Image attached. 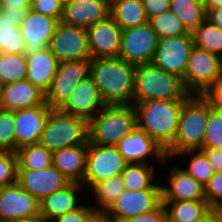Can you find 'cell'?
<instances>
[{
	"label": "cell",
	"mask_w": 222,
	"mask_h": 222,
	"mask_svg": "<svg viewBox=\"0 0 222 222\" xmlns=\"http://www.w3.org/2000/svg\"><path fill=\"white\" fill-rule=\"evenodd\" d=\"M203 95L213 108L222 111V75Z\"/></svg>",
	"instance_id": "bcb514c9"
},
{
	"label": "cell",
	"mask_w": 222,
	"mask_h": 222,
	"mask_svg": "<svg viewBox=\"0 0 222 222\" xmlns=\"http://www.w3.org/2000/svg\"><path fill=\"white\" fill-rule=\"evenodd\" d=\"M199 222H222V209L212 208Z\"/></svg>",
	"instance_id": "f5cc1de1"
},
{
	"label": "cell",
	"mask_w": 222,
	"mask_h": 222,
	"mask_svg": "<svg viewBox=\"0 0 222 222\" xmlns=\"http://www.w3.org/2000/svg\"><path fill=\"white\" fill-rule=\"evenodd\" d=\"M209 114L210 102L204 95L191 94L184 101L177 133L165 150L168 159L187 150L202 149Z\"/></svg>",
	"instance_id": "3957f363"
},
{
	"label": "cell",
	"mask_w": 222,
	"mask_h": 222,
	"mask_svg": "<svg viewBox=\"0 0 222 222\" xmlns=\"http://www.w3.org/2000/svg\"><path fill=\"white\" fill-rule=\"evenodd\" d=\"M197 1L202 2L203 4L205 3V0H197Z\"/></svg>",
	"instance_id": "91938a15"
},
{
	"label": "cell",
	"mask_w": 222,
	"mask_h": 222,
	"mask_svg": "<svg viewBox=\"0 0 222 222\" xmlns=\"http://www.w3.org/2000/svg\"><path fill=\"white\" fill-rule=\"evenodd\" d=\"M53 109L45 102L15 111L16 151L40 141L46 120Z\"/></svg>",
	"instance_id": "d6986e66"
},
{
	"label": "cell",
	"mask_w": 222,
	"mask_h": 222,
	"mask_svg": "<svg viewBox=\"0 0 222 222\" xmlns=\"http://www.w3.org/2000/svg\"><path fill=\"white\" fill-rule=\"evenodd\" d=\"M168 177L169 186L162 188V201L205 200L204 186L180 167H172Z\"/></svg>",
	"instance_id": "44dd1931"
},
{
	"label": "cell",
	"mask_w": 222,
	"mask_h": 222,
	"mask_svg": "<svg viewBox=\"0 0 222 222\" xmlns=\"http://www.w3.org/2000/svg\"><path fill=\"white\" fill-rule=\"evenodd\" d=\"M154 170L149 164L127 163L121 173L126 190H162V185L153 183Z\"/></svg>",
	"instance_id": "f1b7e54d"
},
{
	"label": "cell",
	"mask_w": 222,
	"mask_h": 222,
	"mask_svg": "<svg viewBox=\"0 0 222 222\" xmlns=\"http://www.w3.org/2000/svg\"><path fill=\"white\" fill-rule=\"evenodd\" d=\"M91 60L60 62L50 90L46 93V103L52 109H60L72 95L74 88L90 74Z\"/></svg>",
	"instance_id": "30bf717a"
},
{
	"label": "cell",
	"mask_w": 222,
	"mask_h": 222,
	"mask_svg": "<svg viewBox=\"0 0 222 222\" xmlns=\"http://www.w3.org/2000/svg\"><path fill=\"white\" fill-rule=\"evenodd\" d=\"M26 79L33 83L45 94L50 90L53 78L58 68V60L48 47L27 56Z\"/></svg>",
	"instance_id": "d4e9b609"
},
{
	"label": "cell",
	"mask_w": 222,
	"mask_h": 222,
	"mask_svg": "<svg viewBox=\"0 0 222 222\" xmlns=\"http://www.w3.org/2000/svg\"><path fill=\"white\" fill-rule=\"evenodd\" d=\"M109 15L122 30L148 22L142 0H116L110 7Z\"/></svg>",
	"instance_id": "83f0119b"
},
{
	"label": "cell",
	"mask_w": 222,
	"mask_h": 222,
	"mask_svg": "<svg viewBox=\"0 0 222 222\" xmlns=\"http://www.w3.org/2000/svg\"><path fill=\"white\" fill-rule=\"evenodd\" d=\"M169 222H199L212 209L206 200L162 201Z\"/></svg>",
	"instance_id": "4316f807"
},
{
	"label": "cell",
	"mask_w": 222,
	"mask_h": 222,
	"mask_svg": "<svg viewBox=\"0 0 222 222\" xmlns=\"http://www.w3.org/2000/svg\"><path fill=\"white\" fill-rule=\"evenodd\" d=\"M46 94L29 80L5 84L0 108L16 111L42 105Z\"/></svg>",
	"instance_id": "7402d4cb"
},
{
	"label": "cell",
	"mask_w": 222,
	"mask_h": 222,
	"mask_svg": "<svg viewBox=\"0 0 222 222\" xmlns=\"http://www.w3.org/2000/svg\"><path fill=\"white\" fill-rule=\"evenodd\" d=\"M28 11L29 9H9L8 7H0V14L12 20L18 27L27 16Z\"/></svg>",
	"instance_id": "7dc6e473"
},
{
	"label": "cell",
	"mask_w": 222,
	"mask_h": 222,
	"mask_svg": "<svg viewBox=\"0 0 222 222\" xmlns=\"http://www.w3.org/2000/svg\"><path fill=\"white\" fill-rule=\"evenodd\" d=\"M127 163L148 164L147 156H155L157 161L168 160L165 150L145 131L136 128L116 145Z\"/></svg>",
	"instance_id": "ffe728a7"
},
{
	"label": "cell",
	"mask_w": 222,
	"mask_h": 222,
	"mask_svg": "<svg viewBox=\"0 0 222 222\" xmlns=\"http://www.w3.org/2000/svg\"><path fill=\"white\" fill-rule=\"evenodd\" d=\"M85 222H116L107 210L93 209L87 216Z\"/></svg>",
	"instance_id": "681fc988"
},
{
	"label": "cell",
	"mask_w": 222,
	"mask_h": 222,
	"mask_svg": "<svg viewBox=\"0 0 222 222\" xmlns=\"http://www.w3.org/2000/svg\"><path fill=\"white\" fill-rule=\"evenodd\" d=\"M93 205H81L79 208L56 217L52 222H85L86 216L93 210Z\"/></svg>",
	"instance_id": "ee69618b"
},
{
	"label": "cell",
	"mask_w": 222,
	"mask_h": 222,
	"mask_svg": "<svg viewBox=\"0 0 222 222\" xmlns=\"http://www.w3.org/2000/svg\"><path fill=\"white\" fill-rule=\"evenodd\" d=\"M59 20L29 9L27 16L19 26L24 38L23 55L31 56L49 46Z\"/></svg>",
	"instance_id": "2e32d148"
},
{
	"label": "cell",
	"mask_w": 222,
	"mask_h": 222,
	"mask_svg": "<svg viewBox=\"0 0 222 222\" xmlns=\"http://www.w3.org/2000/svg\"><path fill=\"white\" fill-rule=\"evenodd\" d=\"M6 222H46L41 216L39 217H29L23 219H14Z\"/></svg>",
	"instance_id": "11a10c76"
},
{
	"label": "cell",
	"mask_w": 222,
	"mask_h": 222,
	"mask_svg": "<svg viewBox=\"0 0 222 222\" xmlns=\"http://www.w3.org/2000/svg\"><path fill=\"white\" fill-rule=\"evenodd\" d=\"M39 142L51 152L67 146L88 145V122L53 109L46 120Z\"/></svg>",
	"instance_id": "8992f818"
},
{
	"label": "cell",
	"mask_w": 222,
	"mask_h": 222,
	"mask_svg": "<svg viewBox=\"0 0 222 222\" xmlns=\"http://www.w3.org/2000/svg\"><path fill=\"white\" fill-rule=\"evenodd\" d=\"M27 59L23 54L0 53V81L4 84L25 80Z\"/></svg>",
	"instance_id": "e575fe53"
},
{
	"label": "cell",
	"mask_w": 222,
	"mask_h": 222,
	"mask_svg": "<svg viewBox=\"0 0 222 222\" xmlns=\"http://www.w3.org/2000/svg\"><path fill=\"white\" fill-rule=\"evenodd\" d=\"M222 75V58L194 45L191 49L184 79L189 94L203 95Z\"/></svg>",
	"instance_id": "52a82bcc"
},
{
	"label": "cell",
	"mask_w": 222,
	"mask_h": 222,
	"mask_svg": "<svg viewBox=\"0 0 222 222\" xmlns=\"http://www.w3.org/2000/svg\"><path fill=\"white\" fill-rule=\"evenodd\" d=\"M204 5L206 11H211L212 9L222 7V0H205Z\"/></svg>",
	"instance_id": "db71d44e"
},
{
	"label": "cell",
	"mask_w": 222,
	"mask_h": 222,
	"mask_svg": "<svg viewBox=\"0 0 222 222\" xmlns=\"http://www.w3.org/2000/svg\"><path fill=\"white\" fill-rule=\"evenodd\" d=\"M96 1L102 2L103 4H105L110 8L116 0H96Z\"/></svg>",
	"instance_id": "9f6ffc18"
},
{
	"label": "cell",
	"mask_w": 222,
	"mask_h": 222,
	"mask_svg": "<svg viewBox=\"0 0 222 222\" xmlns=\"http://www.w3.org/2000/svg\"><path fill=\"white\" fill-rule=\"evenodd\" d=\"M194 45L222 58V30L205 19L193 32Z\"/></svg>",
	"instance_id": "d6a6232c"
},
{
	"label": "cell",
	"mask_w": 222,
	"mask_h": 222,
	"mask_svg": "<svg viewBox=\"0 0 222 222\" xmlns=\"http://www.w3.org/2000/svg\"><path fill=\"white\" fill-rule=\"evenodd\" d=\"M186 99L146 100L133 104L137 127L166 150L177 133L180 113Z\"/></svg>",
	"instance_id": "7a4b0ae2"
},
{
	"label": "cell",
	"mask_w": 222,
	"mask_h": 222,
	"mask_svg": "<svg viewBox=\"0 0 222 222\" xmlns=\"http://www.w3.org/2000/svg\"><path fill=\"white\" fill-rule=\"evenodd\" d=\"M206 19L209 20L213 25H216L222 30V7L206 11Z\"/></svg>",
	"instance_id": "816d5d0a"
},
{
	"label": "cell",
	"mask_w": 222,
	"mask_h": 222,
	"mask_svg": "<svg viewBox=\"0 0 222 222\" xmlns=\"http://www.w3.org/2000/svg\"><path fill=\"white\" fill-rule=\"evenodd\" d=\"M49 50L58 62L91 60L86 28L59 22L52 36Z\"/></svg>",
	"instance_id": "9c48e42d"
},
{
	"label": "cell",
	"mask_w": 222,
	"mask_h": 222,
	"mask_svg": "<svg viewBox=\"0 0 222 222\" xmlns=\"http://www.w3.org/2000/svg\"><path fill=\"white\" fill-rule=\"evenodd\" d=\"M63 5L69 3L71 0H59Z\"/></svg>",
	"instance_id": "680465c9"
},
{
	"label": "cell",
	"mask_w": 222,
	"mask_h": 222,
	"mask_svg": "<svg viewBox=\"0 0 222 222\" xmlns=\"http://www.w3.org/2000/svg\"><path fill=\"white\" fill-rule=\"evenodd\" d=\"M40 216V201L17 182L0 187V221Z\"/></svg>",
	"instance_id": "9a60e30c"
},
{
	"label": "cell",
	"mask_w": 222,
	"mask_h": 222,
	"mask_svg": "<svg viewBox=\"0 0 222 222\" xmlns=\"http://www.w3.org/2000/svg\"><path fill=\"white\" fill-rule=\"evenodd\" d=\"M32 10L62 20L64 5L59 0H31Z\"/></svg>",
	"instance_id": "b9f144b4"
},
{
	"label": "cell",
	"mask_w": 222,
	"mask_h": 222,
	"mask_svg": "<svg viewBox=\"0 0 222 222\" xmlns=\"http://www.w3.org/2000/svg\"><path fill=\"white\" fill-rule=\"evenodd\" d=\"M147 19L169 10L170 0H142Z\"/></svg>",
	"instance_id": "f6af8a7d"
},
{
	"label": "cell",
	"mask_w": 222,
	"mask_h": 222,
	"mask_svg": "<svg viewBox=\"0 0 222 222\" xmlns=\"http://www.w3.org/2000/svg\"><path fill=\"white\" fill-rule=\"evenodd\" d=\"M82 184L71 182L62 190L56 191L40 201V216L51 222L56 217L64 215L79 208L77 193L82 189Z\"/></svg>",
	"instance_id": "cb8c5ba5"
},
{
	"label": "cell",
	"mask_w": 222,
	"mask_h": 222,
	"mask_svg": "<svg viewBox=\"0 0 222 222\" xmlns=\"http://www.w3.org/2000/svg\"><path fill=\"white\" fill-rule=\"evenodd\" d=\"M24 38L12 20L0 14V53L23 54Z\"/></svg>",
	"instance_id": "836d02e7"
},
{
	"label": "cell",
	"mask_w": 222,
	"mask_h": 222,
	"mask_svg": "<svg viewBox=\"0 0 222 222\" xmlns=\"http://www.w3.org/2000/svg\"><path fill=\"white\" fill-rule=\"evenodd\" d=\"M0 7L9 9H30L31 0H0Z\"/></svg>",
	"instance_id": "f907efd6"
},
{
	"label": "cell",
	"mask_w": 222,
	"mask_h": 222,
	"mask_svg": "<svg viewBox=\"0 0 222 222\" xmlns=\"http://www.w3.org/2000/svg\"><path fill=\"white\" fill-rule=\"evenodd\" d=\"M136 126L133 105H106L88 121V142L116 146Z\"/></svg>",
	"instance_id": "5b68a950"
},
{
	"label": "cell",
	"mask_w": 222,
	"mask_h": 222,
	"mask_svg": "<svg viewBox=\"0 0 222 222\" xmlns=\"http://www.w3.org/2000/svg\"><path fill=\"white\" fill-rule=\"evenodd\" d=\"M206 148L222 149V111L213 108L211 103L202 146V149Z\"/></svg>",
	"instance_id": "f35d334b"
},
{
	"label": "cell",
	"mask_w": 222,
	"mask_h": 222,
	"mask_svg": "<svg viewBox=\"0 0 222 222\" xmlns=\"http://www.w3.org/2000/svg\"><path fill=\"white\" fill-rule=\"evenodd\" d=\"M4 87H5V84L0 81V105H1V100L3 97Z\"/></svg>",
	"instance_id": "6f0895ef"
},
{
	"label": "cell",
	"mask_w": 222,
	"mask_h": 222,
	"mask_svg": "<svg viewBox=\"0 0 222 222\" xmlns=\"http://www.w3.org/2000/svg\"><path fill=\"white\" fill-rule=\"evenodd\" d=\"M110 8L96 0H71L64 5L61 22L89 28L109 15Z\"/></svg>",
	"instance_id": "603a6c76"
},
{
	"label": "cell",
	"mask_w": 222,
	"mask_h": 222,
	"mask_svg": "<svg viewBox=\"0 0 222 222\" xmlns=\"http://www.w3.org/2000/svg\"><path fill=\"white\" fill-rule=\"evenodd\" d=\"M182 79L156 66L153 62L137 64L134 72L133 104L146 100L188 98Z\"/></svg>",
	"instance_id": "277c9868"
},
{
	"label": "cell",
	"mask_w": 222,
	"mask_h": 222,
	"mask_svg": "<svg viewBox=\"0 0 222 222\" xmlns=\"http://www.w3.org/2000/svg\"><path fill=\"white\" fill-rule=\"evenodd\" d=\"M192 155V158L189 162L188 168L184 170L190 175L193 176L197 181H199L203 186L207 184L210 177L214 174V170L209 163L208 157L206 156L205 152L201 149L197 150H187L181 153H178L176 156L179 155ZM195 153V154H194Z\"/></svg>",
	"instance_id": "8d00e7d4"
},
{
	"label": "cell",
	"mask_w": 222,
	"mask_h": 222,
	"mask_svg": "<svg viewBox=\"0 0 222 222\" xmlns=\"http://www.w3.org/2000/svg\"><path fill=\"white\" fill-rule=\"evenodd\" d=\"M169 10L182 21V24L190 33H192L207 16L205 5L197 0H170Z\"/></svg>",
	"instance_id": "f546056e"
},
{
	"label": "cell",
	"mask_w": 222,
	"mask_h": 222,
	"mask_svg": "<svg viewBox=\"0 0 222 222\" xmlns=\"http://www.w3.org/2000/svg\"><path fill=\"white\" fill-rule=\"evenodd\" d=\"M17 156L16 152L0 149V187L16 182Z\"/></svg>",
	"instance_id": "ab89813d"
},
{
	"label": "cell",
	"mask_w": 222,
	"mask_h": 222,
	"mask_svg": "<svg viewBox=\"0 0 222 222\" xmlns=\"http://www.w3.org/2000/svg\"><path fill=\"white\" fill-rule=\"evenodd\" d=\"M159 38L149 22L122 30L118 56L134 65L152 62Z\"/></svg>",
	"instance_id": "8fae6325"
},
{
	"label": "cell",
	"mask_w": 222,
	"mask_h": 222,
	"mask_svg": "<svg viewBox=\"0 0 222 222\" xmlns=\"http://www.w3.org/2000/svg\"><path fill=\"white\" fill-rule=\"evenodd\" d=\"M123 222H169L167 210L162 203L157 209L131 217Z\"/></svg>",
	"instance_id": "7bdbcfd3"
},
{
	"label": "cell",
	"mask_w": 222,
	"mask_h": 222,
	"mask_svg": "<svg viewBox=\"0 0 222 222\" xmlns=\"http://www.w3.org/2000/svg\"><path fill=\"white\" fill-rule=\"evenodd\" d=\"M135 66L119 56L91 59L89 76L106 105H133Z\"/></svg>",
	"instance_id": "6da1fadb"
},
{
	"label": "cell",
	"mask_w": 222,
	"mask_h": 222,
	"mask_svg": "<svg viewBox=\"0 0 222 222\" xmlns=\"http://www.w3.org/2000/svg\"><path fill=\"white\" fill-rule=\"evenodd\" d=\"M87 145L67 146L52 152V164L71 182H83Z\"/></svg>",
	"instance_id": "484cf974"
},
{
	"label": "cell",
	"mask_w": 222,
	"mask_h": 222,
	"mask_svg": "<svg viewBox=\"0 0 222 222\" xmlns=\"http://www.w3.org/2000/svg\"><path fill=\"white\" fill-rule=\"evenodd\" d=\"M17 168L40 170L52 165V152L40 142L17 149Z\"/></svg>",
	"instance_id": "4dcf8cb0"
},
{
	"label": "cell",
	"mask_w": 222,
	"mask_h": 222,
	"mask_svg": "<svg viewBox=\"0 0 222 222\" xmlns=\"http://www.w3.org/2000/svg\"><path fill=\"white\" fill-rule=\"evenodd\" d=\"M0 149L16 152L15 111L0 108Z\"/></svg>",
	"instance_id": "74e56055"
},
{
	"label": "cell",
	"mask_w": 222,
	"mask_h": 222,
	"mask_svg": "<svg viewBox=\"0 0 222 222\" xmlns=\"http://www.w3.org/2000/svg\"><path fill=\"white\" fill-rule=\"evenodd\" d=\"M105 106L106 103L101 97L98 87L88 76L74 88L70 98L59 110L88 122Z\"/></svg>",
	"instance_id": "ac0fdd59"
},
{
	"label": "cell",
	"mask_w": 222,
	"mask_h": 222,
	"mask_svg": "<svg viewBox=\"0 0 222 222\" xmlns=\"http://www.w3.org/2000/svg\"><path fill=\"white\" fill-rule=\"evenodd\" d=\"M159 39L192 34L186 30L182 21L170 10L160 13L148 20Z\"/></svg>",
	"instance_id": "d590c367"
},
{
	"label": "cell",
	"mask_w": 222,
	"mask_h": 222,
	"mask_svg": "<svg viewBox=\"0 0 222 222\" xmlns=\"http://www.w3.org/2000/svg\"><path fill=\"white\" fill-rule=\"evenodd\" d=\"M161 204L162 190L124 189L107 212L116 222H123L131 217L153 211Z\"/></svg>",
	"instance_id": "4fadbf2b"
},
{
	"label": "cell",
	"mask_w": 222,
	"mask_h": 222,
	"mask_svg": "<svg viewBox=\"0 0 222 222\" xmlns=\"http://www.w3.org/2000/svg\"><path fill=\"white\" fill-rule=\"evenodd\" d=\"M126 164L116 146H101L88 142L86 171L81 184L91 188L101 180L121 175Z\"/></svg>",
	"instance_id": "ba28073f"
},
{
	"label": "cell",
	"mask_w": 222,
	"mask_h": 222,
	"mask_svg": "<svg viewBox=\"0 0 222 222\" xmlns=\"http://www.w3.org/2000/svg\"><path fill=\"white\" fill-rule=\"evenodd\" d=\"M123 178L121 175L113 176L95 183L89 190L95 194L96 210H108L124 191Z\"/></svg>",
	"instance_id": "1f68e13d"
},
{
	"label": "cell",
	"mask_w": 222,
	"mask_h": 222,
	"mask_svg": "<svg viewBox=\"0 0 222 222\" xmlns=\"http://www.w3.org/2000/svg\"><path fill=\"white\" fill-rule=\"evenodd\" d=\"M194 40L192 34L159 39L153 63L167 71L184 79L188 58Z\"/></svg>",
	"instance_id": "7c38bea8"
},
{
	"label": "cell",
	"mask_w": 222,
	"mask_h": 222,
	"mask_svg": "<svg viewBox=\"0 0 222 222\" xmlns=\"http://www.w3.org/2000/svg\"><path fill=\"white\" fill-rule=\"evenodd\" d=\"M201 150L205 152L213 170L215 172L222 171V149L206 148Z\"/></svg>",
	"instance_id": "c3c4849f"
},
{
	"label": "cell",
	"mask_w": 222,
	"mask_h": 222,
	"mask_svg": "<svg viewBox=\"0 0 222 222\" xmlns=\"http://www.w3.org/2000/svg\"><path fill=\"white\" fill-rule=\"evenodd\" d=\"M16 182L39 201L71 183L53 164L40 170L17 168Z\"/></svg>",
	"instance_id": "5bb4252c"
},
{
	"label": "cell",
	"mask_w": 222,
	"mask_h": 222,
	"mask_svg": "<svg viewBox=\"0 0 222 222\" xmlns=\"http://www.w3.org/2000/svg\"><path fill=\"white\" fill-rule=\"evenodd\" d=\"M205 200L212 208H222V171L214 172L204 186Z\"/></svg>",
	"instance_id": "60d3db41"
},
{
	"label": "cell",
	"mask_w": 222,
	"mask_h": 222,
	"mask_svg": "<svg viewBox=\"0 0 222 222\" xmlns=\"http://www.w3.org/2000/svg\"><path fill=\"white\" fill-rule=\"evenodd\" d=\"M87 33L92 59L118 57L122 29L110 15L87 28Z\"/></svg>",
	"instance_id": "e0dca14e"
}]
</instances>
